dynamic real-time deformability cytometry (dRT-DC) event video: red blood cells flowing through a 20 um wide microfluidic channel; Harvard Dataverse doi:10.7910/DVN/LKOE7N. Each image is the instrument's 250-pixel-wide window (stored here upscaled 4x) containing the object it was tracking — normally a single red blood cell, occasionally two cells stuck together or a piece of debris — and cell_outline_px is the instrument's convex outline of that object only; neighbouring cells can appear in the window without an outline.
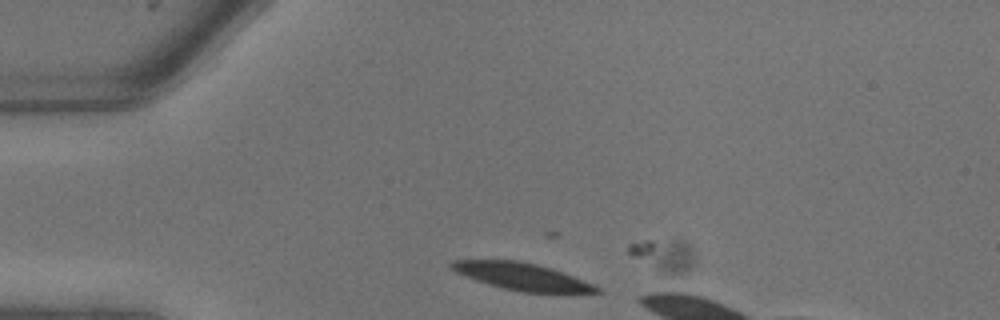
{"species": "common noctule bat (a hibernating species)", "species_latin": "Nyctalus noctula", "temperature_condition": "warm", "stored_images_in_passage": 4, "camera_frame_rate_fps": 3000, "um_per_image_px": 0.085, "animal": {"sex": "male", "body_mass_g": 13.3}, "frame": {"image": 1, "passage_image": 2, "time_ms": 0.333, "image_size_px": [1000, 320], "cell_outline_px": [[604, 292], [520, 292], [488, 284], [476, 280], [456, 272], [448, 268], [448, 264], [452, 260], [520, 260], [552, 268], [604, 288]], "centroid_in_image_um": [44.36, 23.49], "position_along_channel_um": 40.6, "area_um2": 22.95}}